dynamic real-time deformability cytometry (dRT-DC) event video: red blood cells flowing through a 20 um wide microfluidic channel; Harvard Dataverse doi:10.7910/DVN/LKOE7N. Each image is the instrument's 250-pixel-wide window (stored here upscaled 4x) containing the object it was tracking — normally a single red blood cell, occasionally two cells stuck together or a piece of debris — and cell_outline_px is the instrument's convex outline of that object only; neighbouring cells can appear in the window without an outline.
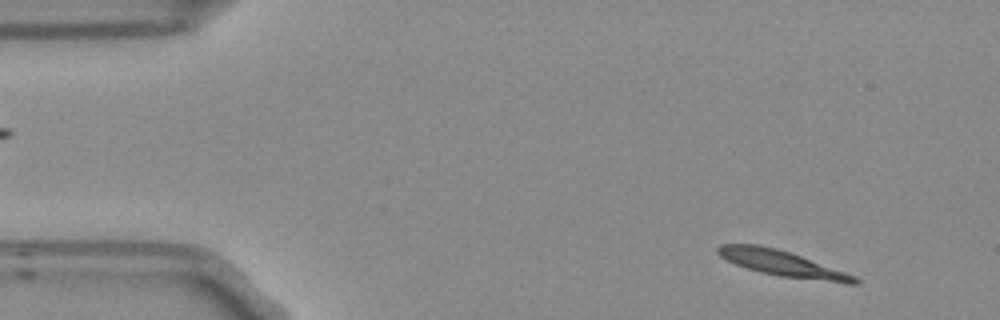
{"species": "Egyptian fruit bat (a non-hibernating species)", "species_latin": "Rousettus aegyptiacus", "temperature_condition": "room temperature", "stored_images_in_passage": 3, "camera_frame_rate_fps": 3000, "um_per_image_px": 0.085, "frame": {"image": 1, "passage_image": 1, "time_ms": 0.0, "image_size_px": [1000, 320], "cell_outline_px": [[860, 284], [848, 284], [780, 276], [760, 272], [736, 264], [720, 256], [716, 252], [716, 248], [720, 244], [756, 244], [776, 248], [800, 256], [856, 276], [860, 280]], "centroid_in_image_um": [66.49, 22.4], "position_along_channel_um": 18.5, "area_um2": 20.17}}
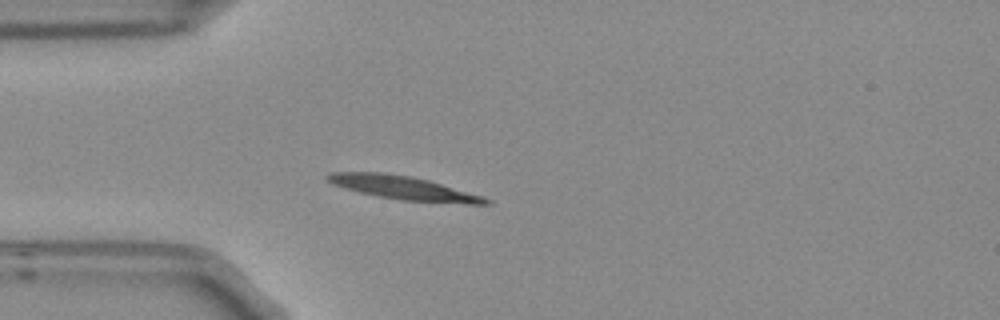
{"frame": {"image": 2, "passage_image": 3, "time_ms": 0.667, "image_size_px": [1000, 320], "cell_outline_px": [[492, 204], [468, 204], [400, 200], [360, 192], [332, 184], [324, 176], [328, 172], [384, 172], [412, 176], [428, 180], [484, 196], [492, 200]], "centroid_in_image_um": [34.33, 15.96], "position_along_channel_um": 50.7, "area_um2": 21.79}}